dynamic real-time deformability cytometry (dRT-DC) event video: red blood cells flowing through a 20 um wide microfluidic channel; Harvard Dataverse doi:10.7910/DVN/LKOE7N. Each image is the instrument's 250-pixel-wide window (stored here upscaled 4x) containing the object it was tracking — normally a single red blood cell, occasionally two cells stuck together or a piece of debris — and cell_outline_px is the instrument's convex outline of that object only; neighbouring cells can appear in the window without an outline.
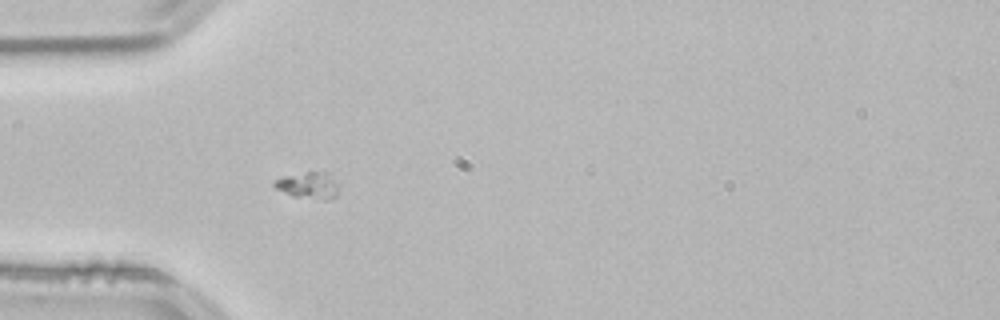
{"species": "common noctule bat (a hibernating species)", "species_latin": "Nyctalus noctula", "temperature_condition": "room temperature", "stored_images_in_passage": 44, "camera_frame_rate_fps": 3000, "um_per_image_px": 0.085, "animal": {"sex": "male", "body_mass_g": 21.5, "forearm_length_mm": 52.0}, "frame": {"image": 1, "passage_image": 7, "time_ms": 2.0, "image_size_px": [1000, 320], "cell_outline_px": [[340, 188], [336, 196], [328, 200], [324, 200], [292, 196], [276, 188], [272, 184], [272, 180], [284, 176], [308, 172], [328, 172], [340, 184]], "centroid_in_image_um": [26.26, 15.76], "position_along_channel_um": 58.7, "area_um2": 10.23}}
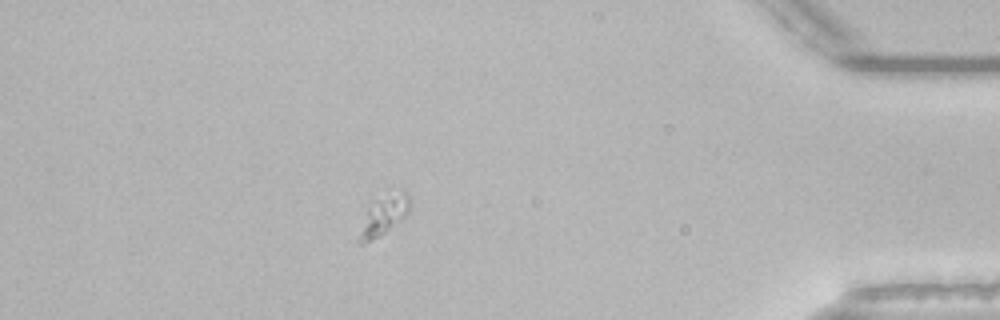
{"frame": {"image": 2, "passage_image": 38, "time_ms": 12.333, "image_size_px": [1000, 320], "cell_outline_px": [[412, 204], [408, 212], [404, 216], [384, 232], [360, 244], [356, 240], [368, 208], [404, 188], [408, 192], [412, 200]], "centroid_in_image_um": [32.68, 18.29], "position_along_channel_um": 402.5, "area_um2": 10.75}}